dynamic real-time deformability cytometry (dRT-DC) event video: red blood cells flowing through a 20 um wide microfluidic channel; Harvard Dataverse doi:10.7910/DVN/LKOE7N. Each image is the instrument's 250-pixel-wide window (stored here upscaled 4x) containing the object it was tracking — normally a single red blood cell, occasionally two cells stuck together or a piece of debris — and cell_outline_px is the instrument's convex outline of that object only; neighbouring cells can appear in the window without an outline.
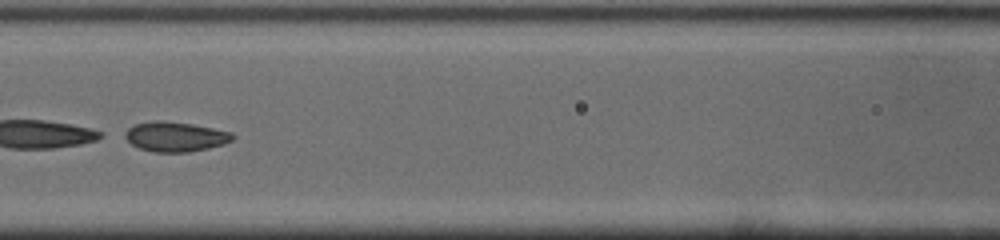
{"species": "common noctule bat (a hibernating species)", "species_latin": "Nyctalus noctula", "temperature_condition": "cold", "stored_images_in_passage": 48, "camera_frame_rate_fps": 3000, "um_per_image_px": 0.085, "animal": {"sex": "male", "body_mass_g": 19.0, "forearm_length_mm": 50.8}, "frame": {"image": 1, "passage_image": 21, "time_ms": 6.667, "image_size_px": [1000, 240], "cell_outline_px": [[236, 136], [232, 140], [208, 148], [188, 152], [152, 152], [140, 148], [132, 144], [120, 136], [128, 128], [136, 124], [156, 120], [192, 124], [232, 132]], "centroid_in_image_um": [14.85, 11.62], "position_along_channel_um": 151.7, "area_um2": 18.61}}